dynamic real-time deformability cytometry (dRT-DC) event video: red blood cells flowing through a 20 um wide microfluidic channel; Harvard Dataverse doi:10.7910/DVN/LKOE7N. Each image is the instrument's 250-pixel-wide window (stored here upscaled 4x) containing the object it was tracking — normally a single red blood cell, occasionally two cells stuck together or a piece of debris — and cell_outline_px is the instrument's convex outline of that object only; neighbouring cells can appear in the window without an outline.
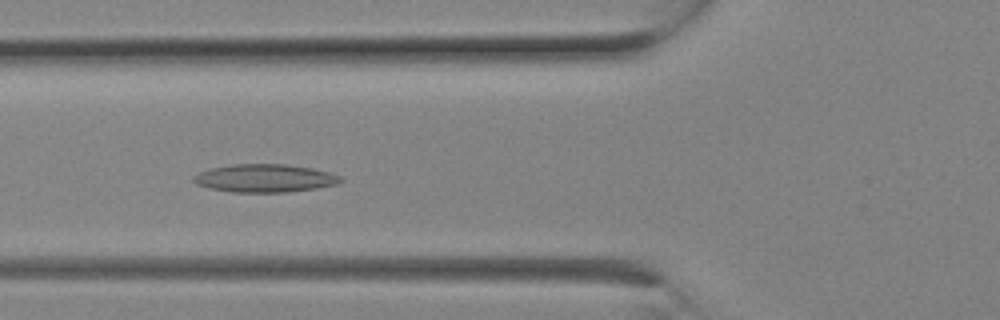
{"species": "Egyptian fruit bat (a non-hibernating species)", "species_latin": "Rousettus aegyptiacus", "temperature_condition": "room temperature", "stored_images_in_passage": 9, "camera_frame_rate_fps": 3000, "um_per_image_px": 0.085, "animal": {"sex": "female"}, "frame": {"image": 1, "passage_image": 8, "time_ms": 2.333, "image_size_px": [1000, 320], "cell_outline_px": [[344, 180], [336, 184], [316, 188], [288, 192], [232, 192], [208, 188], [196, 184], [192, 180], [192, 176], [200, 172], [212, 168], [232, 164], [288, 164], [312, 168], [328, 172], [340, 176]], "centroid_in_image_um": [22.49, 15.15], "position_along_channel_um": 103.3, "area_um2": 24.04}}
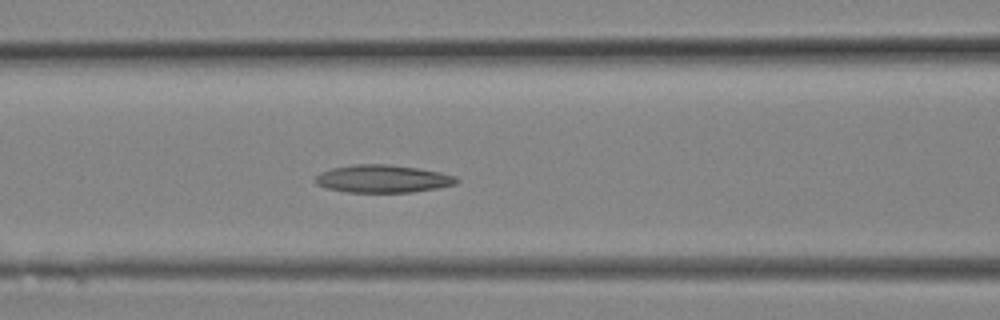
{"frame": {"image": 2, "passage_image": 9, "time_ms": 2.667, "image_size_px": [1000, 320], "cell_outline_px": [[460, 180], [456, 184], [436, 188], [408, 192], [344, 192], [324, 188], [316, 184], [312, 180], [320, 172], [332, 168], [352, 164], [388, 164], [416, 168], [440, 172], [456, 176]], "centroid_in_image_um": [32.47, 15.19], "position_along_channel_um": 134.1, "area_um2": 22.95}}